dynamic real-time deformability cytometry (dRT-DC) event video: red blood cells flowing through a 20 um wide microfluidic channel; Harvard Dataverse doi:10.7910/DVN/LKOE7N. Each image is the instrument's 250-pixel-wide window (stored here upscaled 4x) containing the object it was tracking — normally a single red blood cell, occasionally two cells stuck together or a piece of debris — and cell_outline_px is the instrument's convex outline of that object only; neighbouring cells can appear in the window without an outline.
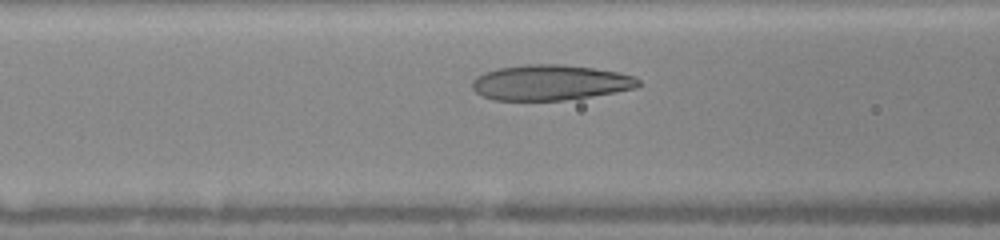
{"species": "human", "species_latin": "Homo sapiens", "temperature_condition": "warm", "stored_images_in_passage": 41, "camera_frame_rate_fps": 3000, "um_per_image_px": 0.085, "donor": {"sex": "female"}, "frame": {"image": 1, "passage_image": 12, "time_ms": 3.0, "image_size_px": [1000, 240], "cell_outline_px": [[640, 84], [636, 88], [592, 96], [564, 100], [492, 100], [476, 92], [472, 88], [472, 80], [476, 76], [484, 72], [500, 68], [528, 64], [560, 64], [592, 68], [616, 72], [632, 76], [640, 80]], "centroid_in_image_um": [46.74, 7.02], "position_along_channel_um": 119.9, "area_um2": 34.04}}
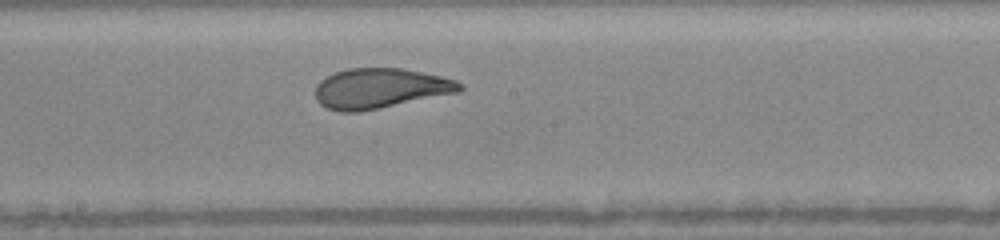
{"frame": {"image": 2, "passage_image": 21, "time_ms": 5.333, "image_size_px": [1000, 240], "cell_outline_px": [[464, 88], [456, 92], [356, 112], [340, 112], [328, 108], [320, 104], [316, 100], [316, 84], [320, 80], [336, 72], [348, 68], [400, 68], [440, 76], [456, 80], [464, 84]], "centroid_in_image_um": [32.27, 7.5], "position_along_channel_um": 215.9, "area_um2": 33.12}}
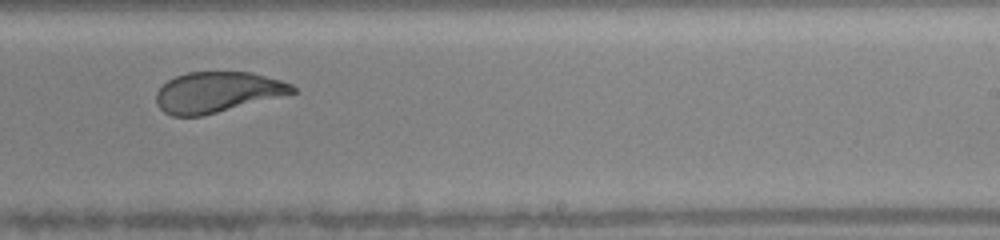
{"frame": {"image": 3, "passage_image": 26, "time_ms": 6.667, "image_size_px": [1000, 240], "cell_outline_px": [[296, 92], [200, 116], [172, 116], [164, 112], [156, 104], [156, 92], [168, 80], [176, 76], [188, 72], [252, 72], [280, 80], [292, 84], [296, 88]], "centroid_in_image_um": [18.44, 7.82], "position_along_channel_um": 270.6, "area_um2": 31.79}, "authors_computed_cell_mechanics": {"area_um2": 34.1598, "velocity_mm_per_s": 4.1185, "shape_relaxation_time_tau1_ms": 5.5488, "shape_relaxation_time_tau2_ms": 0.8536, "deformation_change_tau1": 0.2149, "deformation_change_tau2": 0.082}}